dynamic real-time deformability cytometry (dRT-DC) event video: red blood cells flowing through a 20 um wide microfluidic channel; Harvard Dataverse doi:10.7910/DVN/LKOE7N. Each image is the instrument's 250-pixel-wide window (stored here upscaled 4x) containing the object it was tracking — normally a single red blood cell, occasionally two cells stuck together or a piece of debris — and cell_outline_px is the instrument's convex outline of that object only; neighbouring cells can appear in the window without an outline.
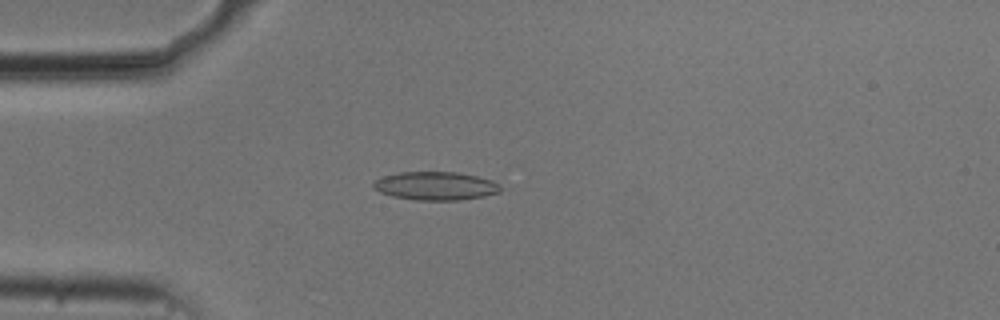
{"species": "common noctule bat (a hibernating species)", "species_latin": "Nyctalus noctula", "temperature_condition": "cold", "stored_images_in_passage": 53, "camera_frame_rate_fps": 3000, "um_per_image_px": 0.085, "animal": {"sex": "male", "body_mass_g": 20.5, "forearm_length_mm": 52.5}, "frame": {"image": 1, "passage_image": 14, "time_ms": 4.333, "image_size_px": [1000, 320], "cell_outline_px": [[500, 192], [484, 196], [460, 200], [416, 200], [392, 196], [380, 192], [372, 188], [372, 184], [376, 180], [384, 176], [400, 172], [456, 172], [476, 176], [492, 180], [500, 184]], "centroid_in_image_um": [37.02, 15.8], "position_along_channel_um": 48.0, "area_um2": 20.98}}
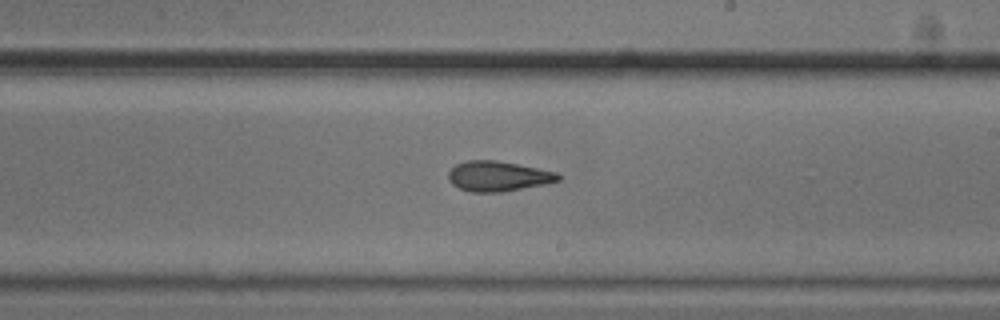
{"frame": {"image": 2, "passage_image": 31, "time_ms": 10.0, "image_size_px": [1000, 320], "cell_outline_px": [[560, 180], [544, 184], [504, 192], [468, 192], [452, 184], [448, 180], [448, 172], [456, 164], [468, 160], [496, 160], [556, 172], [560, 176]], "centroid_in_image_um": [42.3, 14.98], "position_along_channel_um": 246.7, "area_um2": 19.19}}
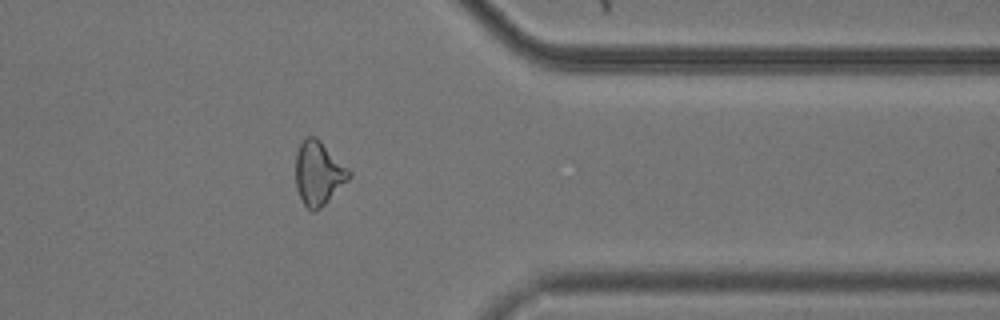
{"frame": {"image": 3, "passage_image": 43, "time_ms": 14.0, "image_size_px": [1000, 320], "cell_outline_px": [[352, 176], [316, 212], [312, 212], [304, 204], [296, 188], [296, 152], [300, 144], [308, 136], [316, 136], [352, 172]], "centroid_in_image_um": [27.07, 14.72], "position_along_channel_um": 384.3, "area_um2": 19.65}, "authors_computed_cell_mechanics": {"area_um2": 19.652, "velocity_mm_per_s": 3.7344, "shape_relaxation_time_tau1_ms": 3.9905, "shape_relaxation_time_tau2_ms": 2.4717, "deformation_change_tau1": 0.1412, "deformation_change_tau2": 0.1101}}